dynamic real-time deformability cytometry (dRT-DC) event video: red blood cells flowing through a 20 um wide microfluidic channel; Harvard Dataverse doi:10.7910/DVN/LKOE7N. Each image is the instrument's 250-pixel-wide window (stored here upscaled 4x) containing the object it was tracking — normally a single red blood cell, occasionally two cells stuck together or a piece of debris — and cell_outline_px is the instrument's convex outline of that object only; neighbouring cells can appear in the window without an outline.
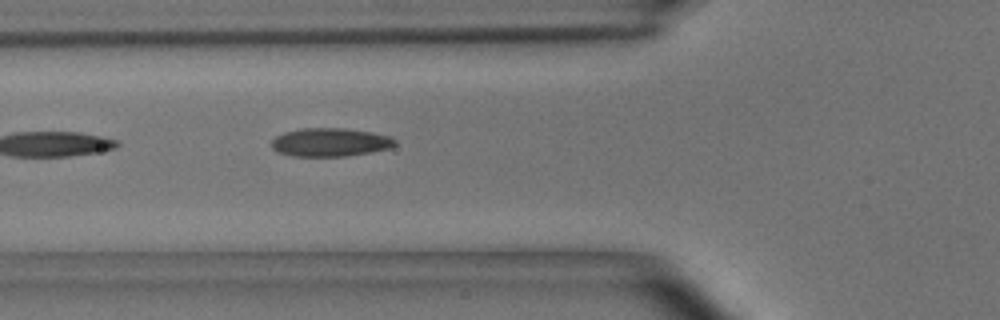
{"species": "common noctule bat (a hibernating species)", "species_latin": "Nyctalus noctula", "temperature_condition": "room temperature", "stored_images_in_passage": 3, "camera_frame_rate_fps": 3000, "um_per_image_px": 0.085, "animal": {"sex": "male", "body_mass_g": 15.6}, "frame": {"image": 1, "passage_image": 3, "time_ms": 0.667, "image_size_px": [1000, 320], "cell_outline_px": [[396, 144], [388, 148], [372, 152], [348, 156], [292, 156], [276, 152], [272, 148], [272, 140], [276, 136], [284, 132], [300, 128], [344, 128], [372, 132], [392, 136], [396, 140]], "centroid_in_image_um": [28.06, 12.09], "position_along_channel_um": 97.7, "area_um2": 20.63}}